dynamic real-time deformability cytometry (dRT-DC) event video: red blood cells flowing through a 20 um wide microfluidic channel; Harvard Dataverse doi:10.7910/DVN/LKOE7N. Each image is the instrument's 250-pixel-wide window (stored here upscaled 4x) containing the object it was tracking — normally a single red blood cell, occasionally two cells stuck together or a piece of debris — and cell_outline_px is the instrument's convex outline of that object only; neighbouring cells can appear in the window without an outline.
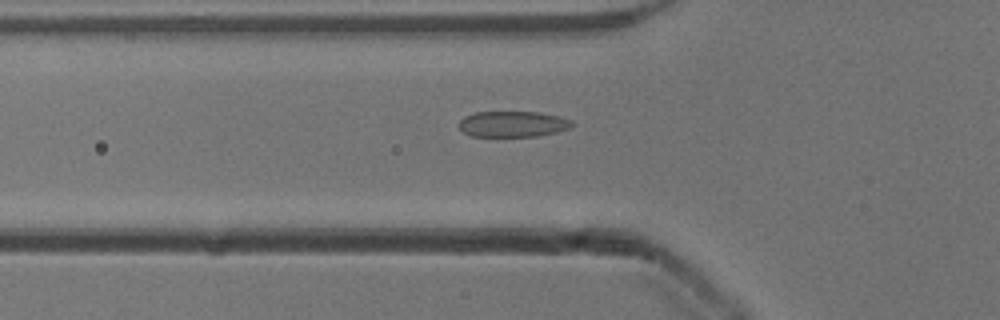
{"species": "common noctule bat (a hibernating species)", "species_latin": "Nyctalus noctula", "temperature_condition": "cold", "stored_images_in_passage": 38, "camera_frame_rate_fps": 3000, "um_per_image_px": 0.085, "animal": {"sex": "male", "body_mass_g": 13.3}, "frame": {"image": 1, "passage_image": 4, "time_ms": 1.0, "image_size_px": [1000, 320], "cell_outline_px": [[572, 128], [556, 132], [536, 136], [472, 136], [464, 132], [460, 128], [460, 120], [464, 116], [476, 112], [540, 112], [560, 116], [572, 120]], "centroid_in_image_um": [43.62, 10.54], "position_along_channel_um": 82.2, "area_um2": 16.99}}
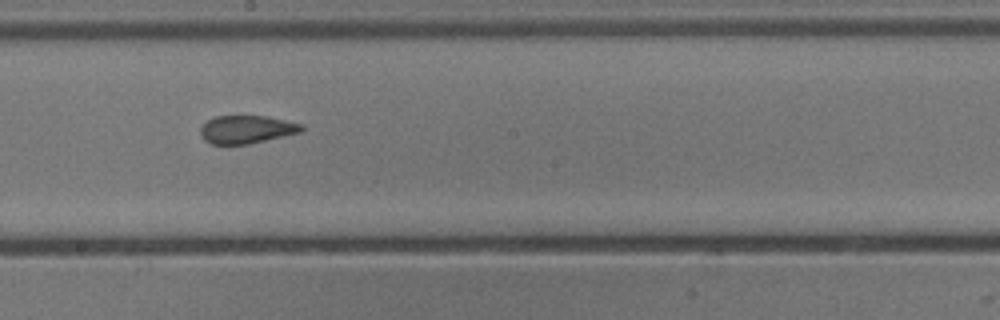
{"frame": {"image": 2, "passage_image": 15, "time_ms": 4.667, "image_size_px": [1000, 320], "cell_outline_px": [[304, 128], [300, 132], [248, 144], [212, 144], [204, 140], [200, 136], [200, 128], [208, 120], [216, 116], [268, 116], [304, 124]], "centroid_in_image_um": [20.96, 10.99], "position_along_channel_um": 227.2, "area_um2": 16.47}}
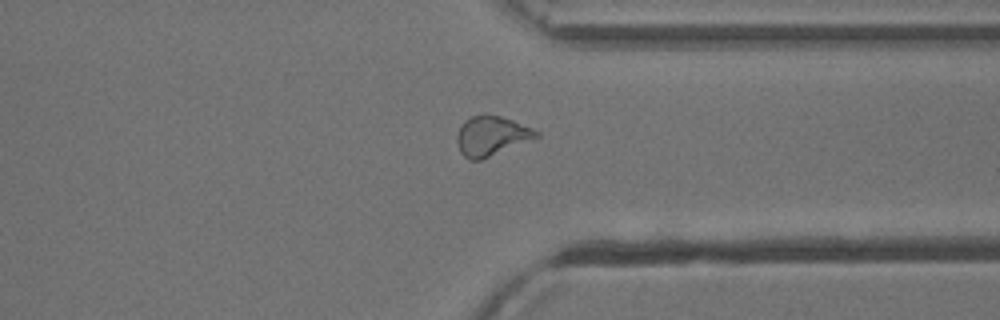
{"frame": {"image": 3, "passage_image": 26, "time_ms": 8.333, "image_size_px": [1000, 320], "cell_outline_px": [[540, 136], [480, 160], [468, 160], [460, 152], [456, 140], [456, 136], [460, 124], [464, 120], [472, 116], [484, 112], [500, 116], [512, 120], [532, 128], [540, 132]], "centroid_in_image_um": [41.73, 11.52], "position_along_channel_um": 369.7, "area_um2": 18.44}, "authors_computed_cell_mechanics": {"area_um2": 17.6579, "velocity_mm_per_s": 3.9236, "shape_relaxation_time_tau1_ms": 8.1464, "shape_relaxation_time_tau2_ms": 0.947, "deformation_change_tau1": 0.172, "deformation_change_tau2": 0.0754}}